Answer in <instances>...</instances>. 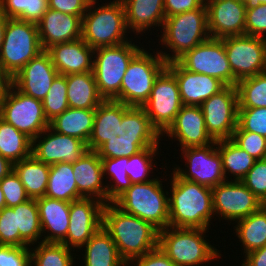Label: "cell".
Here are the masks:
<instances>
[{
	"label": "cell",
	"mask_w": 266,
	"mask_h": 266,
	"mask_svg": "<svg viewBox=\"0 0 266 266\" xmlns=\"http://www.w3.org/2000/svg\"><path fill=\"white\" fill-rule=\"evenodd\" d=\"M102 227L110 234L120 257L128 264L158 247L159 230L149 222L126 213L113 202L103 208Z\"/></svg>",
	"instance_id": "1"
},
{
	"label": "cell",
	"mask_w": 266,
	"mask_h": 266,
	"mask_svg": "<svg viewBox=\"0 0 266 266\" xmlns=\"http://www.w3.org/2000/svg\"><path fill=\"white\" fill-rule=\"evenodd\" d=\"M169 196V226L208 229L214 217L212 188L186 181L174 171Z\"/></svg>",
	"instance_id": "2"
},
{
	"label": "cell",
	"mask_w": 266,
	"mask_h": 266,
	"mask_svg": "<svg viewBox=\"0 0 266 266\" xmlns=\"http://www.w3.org/2000/svg\"><path fill=\"white\" fill-rule=\"evenodd\" d=\"M160 136L142 107H130L109 140L96 152L100 159L131 157L143 149L158 145Z\"/></svg>",
	"instance_id": "3"
},
{
	"label": "cell",
	"mask_w": 266,
	"mask_h": 266,
	"mask_svg": "<svg viewBox=\"0 0 266 266\" xmlns=\"http://www.w3.org/2000/svg\"><path fill=\"white\" fill-rule=\"evenodd\" d=\"M162 30L160 42L173 53H158L166 63L177 61L186 52L210 38L205 3L199 9L166 17Z\"/></svg>",
	"instance_id": "4"
},
{
	"label": "cell",
	"mask_w": 266,
	"mask_h": 266,
	"mask_svg": "<svg viewBox=\"0 0 266 266\" xmlns=\"http://www.w3.org/2000/svg\"><path fill=\"white\" fill-rule=\"evenodd\" d=\"M91 0L82 17V39L93 49L127 42L125 8L121 0L96 8ZM88 12V13H87Z\"/></svg>",
	"instance_id": "5"
},
{
	"label": "cell",
	"mask_w": 266,
	"mask_h": 266,
	"mask_svg": "<svg viewBox=\"0 0 266 266\" xmlns=\"http://www.w3.org/2000/svg\"><path fill=\"white\" fill-rule=\"evenodd\" d=\"M157 178L132 184L113 203L126 213L149 222L159 231L169 227V192Z\"/></svg>",
	"instance_id": "6"
},
{
	"label": "cell",
	"mask_w": 266,
	"mask_h": 266,
	"mask_svg": "<svg viewBox=\"0 0 266 266\" xmlns=\"http://www.w3.org/2000/svg\"><path fill=\"white\" fill-rule=\"evenodd\" d=\"M206 231L201 228L169 226L159 231L158 246L176 266L206 264L221 257L219 250L204 239Z\"/></svg>",
	"instance_id": "7"
},
{
	"label": "cell",
	"mask_w": 266,
	"mask_h": 266,
	"mask_svg": "<svg viewBox=\"0 0 266 266\" xmlns=\"http://www.w3.org/2000/svg\"><path fill=\"white\" fill-rule=\"evenodd\" d=\"M42 51L37 24L8 18L0 51L1 72L13 78Z\"/></svg>",
	"instance_id": "8"
},
{
	"label": "cell",
	"mask_w": 266,
	"mask_h": 266,
	"mask_svg": "<svg viewBox=\"0 0 266 266\" xmlns=\"http://www.w3.org/2000/svg\"><path fill=\"white\" fill-rule=\"evenodd\" d=\"M140 50L141 48L135 43L132 44L130 39L120 45L94 49L93 74L98 92L104 100L119 102L124 74L132 58Z\"/></svg>",
	"instance_id": "9"
},
{
	"label": "cell",
	"mask_w": 266,
	"mask_h": 266,
	"mask_svg": "<svg viewBox=\"0 0 266 266\" xmlns=\"http://www.w3.org/2000/svg\"><path fill=\"white\" fill-rule=\"evenodd\" d=\"M166 67L167 63L158 52L152 55L142 47L124 74L119 102L130 107H142L150 97L156 78Z\"/></svg>",
	"instance_id": "10"
},
{
	"label": "cell",
	"mask_w": 266,
	"mask_h": 266,
	"mask_svg": "<svg viewBox=\"0 0 266 266\" xmlns=\"http://www.w3.org/2000/svg\"><path fill=\"white\" fill-rule=\"evenodd\" d=\"M0 117L31 140L49 127L42 101L20 92L12 83L2 102Z\"/></svg>",
	"instance_id": "11"
},
{
	"label": "cell",
	"mask_w": 266,
	"mask_h": 266,
	"mask_svg": "<svg viewBox=\"0 0 266 266\" xmlns=\"http://www.w3.org/2000/svg\"><path fill=\"white\" fill-rule=\"evenodd\" d=\"M222 40L230 69L237 82L266 72V39L241 35Z\"/></svg>",
	"instance_id": "12"
},
{
	"label": "cell",
	"mask_w": 266,
	"mask_h": 266,
	"mask_svg": "<svg viewBox=\"0 0 266 266\" xmlns=\"http://www.w3.org/2000/svg\"><path fill=\"white\" fill-rule=\"evenodd\" d=\"M182 106L175 75L166 67L156 78L150 97L142 108L151 124L162 134Z\"/></svg>",
	"instance_id": "13"
},
{
	"label": "cell",
	"mask_w": 266,
	"mask_h": 266,
	"mask_svg": "<svg viewBox=\"0 0 266 266\" xmlns=\"http://www.w3.org/2000/svg\"><path fill=\"white\" fill-rule=\"evenodd\" d=\"M177 62L187 71L218 78L226 86H236L222 39L209 38L186 52Z\"/></svg>",
	"instance_id": "14"
},
{
	"label": "cell",
	"mask_w": 266,
	"mask_h": 266,
	"mask_svg": "<svg viewBox=\"0 0 266 266\" xmlns=\"http://www.w3.org/2000/svg\"><path fill=\"white\" fill-rule=\"evenodd\" d=\"M217 141L205 146L189 147L181 149L184 160H186L183 170L175 167L174 172L182 179L208 187H215L220 183L228 181L225 178L222 168V159L219 154Z\"/></svg>",
	"instance_id": "15"
},
{
	"label": "cell",
	"mask_w": 266,
	"mask_h": 266,
	"mask_svg": "<svg viewBox=\"0 0 266 266\" xmlns=\"http://www.w3.org/2000/svg\"><path fill=\"white\" fill-rule=\"evenodd\" d=\"M205 126L214 141L231 139L237 128L238 93L236 86H226L201 105Z\"/></svg>",
	"instance_id": "16"
},
{
	"label": "cell",
	"mask_w": 266,
	"mask_h": 266,
	"mask_svg": "<svg viewBox=\"0 0 266 266\" xmlns=\"http://www.w3.org/2000/svg\"><path fill=\"white\" fill-rule=\"evenodd\" d=\"M230 179L212 188L213 212L225 220L238 221L263 204L241 181Z\"/></svg>",
	"instance_id": "17"
},
{
	"label": "cell",
	"mask_w": 266,
	"mask_h": 266,
	"mask_svg": "<svg viewBox=\"0 0 266 266\" xmlns=\"http://www.w3.org/2000/svg\"><path fill=\"white\" fill-rule=\"evenodd\" d=\"M105 203L96 198H81L70 202L69 220L66 238L61 242L74 251L81 249L102 227Z\"/></svg>",
	"instance_id": "18"
},
{
	"label": "cell",
	"mask_w": 266,
	"mask_h": 266,
	"mask_svg": "<svg viewBox=\"0 0 266 266\" xmlns=\"http://www.w3.org/2000/svg\"><path fill=\"white\" fill-rule=\"evenodd\" d=\"M86 151L88 148L84 141L57 133L48 127L32 140L31 155L40 162L53 165L75 163Z\"/></svg>",
	"instance_id": "19"
},
{
	"label": "cell",
	"mask_w": 266,
	"mask_h": 266,
	"mask_svg": "<svg viewBox=\"0 0 266 266\" xmlns=\"http://www.w3.org/2000/svg\"><path fill=\"white\" fill-rule=\"evenodd\" d=\"M210 38L245 35L247 5L240 0H205Z\"/></svg>",
	"instance_id": "20"
},
{
	"label": "cell",
	"mask_w": 266,
	"mask_h": 266,
	"mask_svg": "<svg viewBox=\"0 0 266 266\" xmlns=\"http://www.w3.org/2000/svg\"><path fill=\"white\" fill-rule=\"evenodd\" d=\"M58 74L49 53L43 50L11 78V83L20 92L43 101Z\"/></svg>",
	"instance_id": "21"
},
{
	"label": "cell",
	"mask_w": 266,
	"mask_h": 266,
	"mask_svg": "<svg viewBox=\"0 0 266 266\" xmlns=\"http://www.w3.org/2000/svg\"><path fill=\"white\" fill-rule=\"evenodd\" d=\"M167 68L175 75L183 105L200 106L226 87L218 78L187 71L177 61L167 63Z\"/></svg>",
	"instance_id": "22"
},
{
	"label": "cell",
	"mask_w": 266,
	"mask_h": 266,
	"mask_svg": "<svg viewBox=\"0 0 266 266\" xmlns=\"http://www.w3.org/2000/svg\"><path fill=\"white\" fill-rule=\"evenodd\" d=\"M163 134L178 140L181 149L205 146L214 142L207 132L201 106L183 105L161 136Z\"/></svg>",
	"instance_id": "23"
},
{
	"label": "cell",
	"mask_w": 266,
	"mask_h": 266,
	"mask_svg": "<svg viewBox=\"0 0 266 266\" xmlns=\"http://www.w3.org/2000/svg\"><path fill=\"white\" fill-rule=\"evenodd\" d=\"M82 17L48 9L37 23L42 49L81 38Z\"/></svg>",
	"instance_id": "24"
},
{
	"label": "cell",
	"mask_w": 266,
	"mask_h": 266,
	"mask_svg": "<svg viewBox=\"0 0 266 266\" xmlns=\"http://www.w3.org/2000/svg\"><path fill=\"white\" fill-rule=\"evenodd\" d=\"M59 74L93 72L94 49L82 38L55 44L46 50Z\"/></svg>",
	"instance_id": "25"
},
{
	"label": "cell",
	"mask_w": 266,
	"mask_h": 266,
	"mask_svg": "<svg viewBox=\"0 0 266 266\" xmlns=\"http://www.w3.org/2000/svg\"><path fill=\"white\" fill-rule=\"evenodd\" d=\"M77 190L84 198H96L107 203V186H103L102 161L96 151L88 150L72 163Z\"/></svg>",
	"instance_id": "26"
},
{
	"label": "cell",
	"mask_w": 266,
	"mask_h": 266,
	"mask_svg": "<svg viewBox=\"0 0 266 266\" xmlns=\"http://www.w3.org/2000/svg\"><path fill=\"white\" fill-rule=\"evenodd\" d=\"M36 203L42 234L48 232L46 236L45 234L42 235L44 236L42 242L61 243L66 238L70 224V202L44 196L36 199Z\"/></svg>",
	"instance_id": "27"
},
{
	"label": "cell",
	"mask_w": 266,
	"mask_h": 266,
	"mask_svg": "<svg viewBox=\"0 0 266 266\" xmlns=\"http://www.w3.org/2000/svg\"><path fill=\"white\" fill-rule=\"evenodd\" d=\"M129 30L141 34L152 26H160L166 18L164 0H121ZM141 32V33H140Z\"/></svg>",
	"instance_id": "28"
},
{
	"label": "cell",
	"mask_w": 266,
	"mask_h": 266,
	"mask_svg": "<svg viewBox=\"0 0 266 266\" xmlns=\"http://www.w3.org/2000/svg\"><path fill=\"white\" fill-rule=\"evenodd\" d=\"M130 106L115 100H104L95 109L94 125L91 136L87 142V148L96 151L107 142L113 134L117 123L122 122L123 114Z\"/></svg>",
	"instance_id": "29"
},
{
	"label": "cell",
	"mask_w": 266,
	"mask_h": 266,
	"mask_svg": "<svg viewBox=\"0 0 266 266\" xmlns=\"http://www.w3.org/2000/svg\"><path fill=\"white\" fill-rule=\"evenodd\" d=\"M65 76L69 108L96 109L104 101L98 92L93 72Z\"/></svg>",
	"instance_id": "30"
},
{
	"label": "cell",
	"mask_w": 266,
	"mask_h": 266,
	"mask_svg": "<svg viewBox=\"0 0 266 266\" xmlns=\"http://www.w3.org/2000/svg\"><path fill=\"white\" fill-rule=\"evenodd\" d=\"M82 247L84 266H128L120 257L110 234L101 227Z\"/></svg>",
	"instance_id": "31"
},
{
	"label": "cell",
	"mask_w": 266,
	"mask_h": 266,
	"mask_svg": "<svg viewBox=\"0 0 266 266\" xmlns=\"http://www.w3.org/2000/svg\"><path fill=\"white\" fill-rule=\"evenodd\" d=\"M95 109L68 108L49 122V127L57 133L76 137L86 144L91 136Z\"/></svg>",
	"instance_id": "32"
},
{
	"label": "cell",
	"mask_w": 266,
	"mask_h": 266,
	"mask_svg": "<svg viewBox=\"0 0 266 266\" xmlns=\"http://www.w3.org/2000/svg\"><path fill=\"white\" fill-rule=\"evenodd\" d=\"M13 171L20 178L30 199H38L45 196L50 165L36 160L31 155L14 163Z\"/></svg>",
	"instance_id": "33"
},
{
	"label": "cell",
	"mask_w": 266,
	"mask_h": 266,
	"mask_svg": "<svg viewBox=\"0 0 266 266\" xmlns=\"http://www.w3.org/2000/svg\"><path fill=\"white\" fill-rule=\"evenodd\" d=\"M16 221V246L31 247L42 237V229L36 199L11 207Z\"/></svg>",
	"instance_id": "34"
},
{
	"label": "cell",
	"mask_w": 266,
	"mask_h": 266,
	"mask_svg": "<svg viewBox=\"0 0 266 266\" xmlns=\"http://www.w3.org/2000/svg\"><path fill=\"white\" fill-rule=\"evenodd\" d=\"M45 196L66 202L84 198L77 190L72 163L50 165Z\"/></svg>",
	"instance_id": "35"
},
{
	"label": "cell",
	"mask_w": 266,
	"mask_h": 266,
	"mask_svg": "<svg viewBox=\"0 0 266 266\" xmlns=\"http://www.w3.org/2000/svg\"><path fill=\"white\" fill-rule=\"evenodd\" d=\"M236 222V236L243 245L245 255L266 245V205Z\"/></svg>",
	"instance_id": "36"
},
{
	"label": "cell",
	"mask_w": 266,
	"mask_h": 266,
	"mask_svg": "<svg viewBox=\"0 0 266 266\" xmlns=\"http://www.w3.org/2000/svg\"><path fill=\"white\" fill-rule=\"evenodd\" d=\"M32 140L0 117V155L13 164L31 156Z\"/></svg>",
	"instance_id": "37"
},
{
	"label": "cell",
	"mask_w": 266,
	"mask_h": 266,
	"mask_svg": "<svg viewBox=\"0 0 266 266\" xmlns=\"http://www.w3.org/2000/svg\"><path fill=\"white\" fill-rule=\"evenodd\" d=\"M217 146L225 178H228L226 174L230 172L235 178L234 181H241L256 160L231 139L217 141Z\"/></svg>",
	"instance_id": "38"
},
{
	"label": "cell",
	"mask_w": 266,
	"mask_h": 266,
	"mask_svg": "<svg viewBox=\"0 0 266 266\" xmlns=\"http://www.w3.org/2000/svg\"><path fill=\"white\" fill-rule=\"evenodd\" d=\"M49 0H0V11L7 17L37 24L49 9Z\"/></svg>",
	"instance_id": "39"
},
{
	"label": "cell",
	"mask_w": 266,
	"mask_h": 266,
	"mask_svg": "<svg viewBox=\"0 0 266 266\" xmlns=\"http://www.w3.org/2000/svg\"><path fill=\"white\" fill-rule=\"evenodd\" d=\"M31 251V266H73L71 249L62 243L38 242Z\"/></svg>",
	"instance_id": "40"
},
{
	"label": "cell",
	"mask_w": 266,
	"mask_h": 266,
	"mask_svg": "<svg viewBox=\"0 0 266 266\" xmlns=\"http://www.w3.org/2000/svg\"><path fill=\"white\" fill-rule=\"evenodd\" d=\"M236 89L238 108H266V72L240 80Z\"/></svg>",
	"instance_id": "41"
},
{
	"label": "cell",
	"mask_w": 266,
	"mask_h": 266,
	"mask_svg": "<svg viewBox=\"0 0 266 266\" xmlns=\"http://www.w3.org/2000/svg\"><path fill=\"white\" fill-rule=\"evenodd\" d=\"M104 176L108 173L111 184L107 183V203L113 202L126 189L130 188L132 183L126 173V165L129 157L104 158L101 159Z\"/></svg>",
	"instance_id": "42"
},
{
	"label": "cell",
	"mask_w": 266,
	"mask_h": 266,
	"mask_svg": "<svg viewBox=\"0 0 266 266\" xmlns=\"http://www.w3.org/2000/svg\"><path fill=\"white\" fill-rule=\"evenodd\" d=\"M42 103L43 111L48 122L69 108L65 75L58 74L55 77Z\"/></svg>",
	"instance_id": "43"
},
{
	"label": "cell",
	"mask_w": 266,
	"mask_h": 266,
	"mask_svg": "<svg viewBox=\"0 0 266 266\" xmlns=\"http://www.w3.org/2000/svg\"><path fill=\"white\" fill-rule=\"evenodd\" d=\"M159 146H153L143 149L136 155L129 157L128 164L126 165V173L131 180L132 184L146 183L154 178L148 179L155 164H153V159L155 155L159 152ZM153 164V165H152Z\"/></svg>",
	"instance_id": "44"
},
{
	"label": "cell",
	"mask_w": 266,
	"mask_h": 266,
	"mask_svg": "<svg viewBox=\"0 0 266 266\" xmlns=\"http://www.w3.org/2000/svg\"><path fill=\"white\" fill-rule=\"evenodd\" d=\"M235 131L254 132L266 138V108H238Z\"/></svg>",
	"instance_id": "45"
},
{
	"label": "cell",
	"mask_w": 266,
	"mask_h": 266,
	"mask_svg": "<svg viewBox=\"0 0 266 266\" xmlns=\"http://www.w3.org/2000/svg\"><path fill=\"white\" fill-rule=\"evenodd\" d=\"M231 140L255 160L266 159V138L248 131H234Z\"/></svg>",
	"instance_id": "46"
},
{
	"label": "cell",
	"mask_w": 266,
	"mask_h": 266,
	"mask_svg": "<svg viewBox=\"0 0 266 266\" xmlns=\"http://www.w3.org/2000/svg\"><path fill=\"white\" fill-rule=\"evenodd\" d=\"M241 182L266 205V159L256 160Z\"/></svg>",
	"instance_id": "47"
},
{
	"label": "cell",
	"mask_w": 266,
	"mask_h": 266,
	"mask_svg": "<svg viewBox=\"0 0 266 266\" xmlns=\"http://www.w3.org/2000/svg\"><path fill=\"white\" fill-rule=\"evenodd\" d=\"M0 187L4 193L5 207H14L30 199L14 171L0 181Z\"/></svg>",
	"instance_id": "48"
},
{
	"label": "cell",
	"mask_w": 266,
	"mask_h": 266,
	"mask_svg": "<svg viewBox=\"0 0 266 266\" xmlns=\"http://www.w3.org/2000/svg\"><path fill=\"white\" fill-rule=\"evenodd\" d=\"M266 3L246 8L245 35L266 39Z\"/></svg>",
	"instance_id": "49"
},
{
	"label": "cell",
	"mask_w": 266,
	"mask_h": 266,
	"mask_svg": "<svg viewBox=\"0 0 266 266\" xmlns=\"http://www.w3.org/2000/svg\"><path fill=\"white\" fill-rule=\"evenodd\" d=\"M0 266H31L29 247L0 245Z\"/></svg>",
	"instance_id": "50"
},
{
	"label": "cell",
	"mask_w": 266,
	"mask_h": 266,
	"mask_svg": "<svg viewBox=\"0 0 266 266\" xmlns=\"http://www.w3.org/2000/svg\"><path fill=\"white\" fill-rule=\"evenodd\" d=\"M0 245L16 246V221L11 207L0 210Z\"/></svg>",
	"instance_id": "51"
},
{
	"label": "cell",
	"mask_w": 266,
	"mask_h": 266,
	"mask_svg": "<svg viewBox=\"0 0 266 266\" xmlns=\"http://www.w3.org/2000/svg\"><path fill=\"white\" fill-rule=\"evenodd\" d=\"M91 0H49V9L65 14L83 16Z\"/></svg>",
	"instance_id": "52"
},
{
	"label": "cell",
	"mask_w": 266,
	"mask_h": 266,
	"mask_svg": "<svg viewBox=\"0 0 266 266\" xmlns=\"http://www.w3.org/2000/svg\"><path fill=\"white\" fill-rule=\"evenodd\" d=\"M130 263L136 266H176L159 246L143 256L134 258Z\"/></svg>",
	"instance_id": "53"
},
{
	"label": "cell",
	"mask_w": 266,
	"mask_h": 266,
	"mask_svg": "<svg viewBox=\"0 0 266 266\" xmlns=\"http://www.w3.org/2000/svg\"><path fill=\"white\" fill-rule=\"evenodd\" d=\"M205 0H164L166 17L199 9Z\"/></svg>",
	"instance_id": "54"
},
{
	"label": "cell",
	"mask_w": 266,
	"mask_h": 266,
	"mask_svg": "<svg viewBox=\"0 0 266 266\" xmlns=\"http://www.w3.org/2000/svg\"><path fill=\"white\" fill-rule=\"evenodd\" d=\"M241 266H266V245L245 255Z\"/></svg>",
	"instance_id": "55"
},
{
	"label": "cell",
	"mask_w": 266,
	"mask_h": 266,
	"mask_svg": "<svg viewBox=\"0 0 266 266\" xmlns=\"http://www.w3.org/2000/svg\"><path fill=\"white\" fill-rule=\"evenodd\" d=\"M11 85V78L5 73L0 71V109L4 100L5 94Z\"/></svg>",
	"instance_id": "56"
},
{
	"label": "cell",
	"mask_w": 266,
	"mask_h": 266,
	"mask_svg": "<svg viewBox=\"0 0 266 266\" xmlns=\"http://www.w3.org/2000/svg\"><path fill=\"white\" fill-rule=\"evenodd\" d=\"M13 171V163L0 155V181Z\"/></svg>",
	"instance_id": "57"
},
{
	"label": "cell",
	"mask_w": 266,
	"mask_h": 266,
	"mask_svg": "<svg viewBox=\"0 0 266 266\" xmlns=\"http://www.w3.org/2000/svg\"><path fill=\"white\" fill-rule=\"evenodd\" d=\"M8 18L0 11V51L3 43L4 30Z\"/></svg>",
	"instance_id": "58"
},
{
	"label": "cell",
	"mask_w": 266,
	"mask_h": 266,
	"mask_svg": "<svg viewBox=\"0 0 266 266\" xmlns=\"http://www.w3.org/2000/svg\"><path fill=\"white\" fill-rule=\"evenodd\" d=\"M4 207H5L4 193L0 187V210H2Z\"/></svg>",
	"instance_id": "59"
},
{
	"label": "cell",
	"mask_w": 266,
	"mask_h": 266,
	"mask_svg": "<svg viewBox=\"0 0 266 266\" xmlns=\"http://www.w3.org/2000/svg\"><path fill=\"white\" fill-rule=\"evenodd\" d=\"M266 3V0H251V5L252 4H264Z\"/></svg>",
	"instance_id": "60"
},
{
	"label": "cell",
	"mask_w": 266,
	"mask_h": 266,
	"mask_svg": "<svg viewBox=\"0 0 266 266\" xmlns=\"http://www.w3.org/2000/svg\"><path fill=\"white\" fill-rule=\"evenodd\" d=\"M243 1L247 6L251 5V0H240Z\"/></svg>",
	"instance_id": "61"
}]
</instances>
